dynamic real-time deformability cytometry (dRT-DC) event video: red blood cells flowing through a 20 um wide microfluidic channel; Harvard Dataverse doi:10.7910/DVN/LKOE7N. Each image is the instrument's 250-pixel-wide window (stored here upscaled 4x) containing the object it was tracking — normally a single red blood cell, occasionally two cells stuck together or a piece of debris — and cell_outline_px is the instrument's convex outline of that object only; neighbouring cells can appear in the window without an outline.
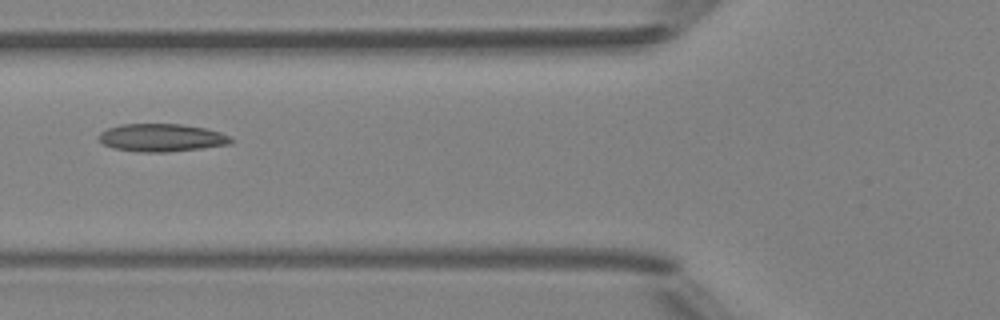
{"species": "Egyptian fruit bat (a non-hibernating species)", "species_latin": "Rousettus aegyptiacus", "temperature_condition": "room temperature", "stored_images_in_passage": 5, "camera_frame_rate_fps": 3000, "um_per_image_px": 0.085, "animal": {"sex": "female"}, "frame": {"image": 1, "passage_image": 4, "time_ms": 3.667, "image_size_px": [1000, 320], "cell_outline_px": [[232, 144], [168, 152], [140, 152], [112, 148], [104, 144], [100, 140], [100, 132], [108, 128], [120, 124], [180, 124], [204, 128], [220, 132], [232, 136]], "centroid_in_image_um": [13.75, 11.7], "position_along_channel_um": 112.0, "area_um2": 21.39}}
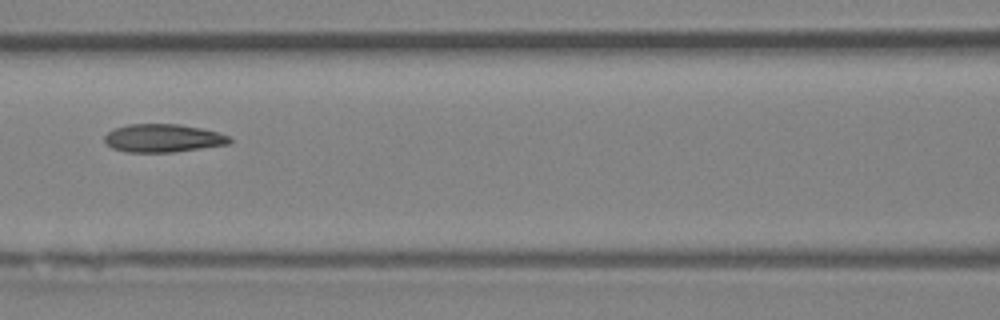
{"frame": {"image": 2, "passage_image": 5, "time_ms": 4.667, "image_size_px": [1000, 320], "cell_outline_px": [[232, 140], [228, 144], [172, 152], [128, 152], [112, 148], [104, 140], [104, 136], [108, 132], [116, 128], [128, 124], [180, 124], [200, 128], [216, 132], [228, 136]], "centroid_in_image_um": [13.83, 11.74], "position_along_channel_um": 152.8, "area_um2": 20.23}}